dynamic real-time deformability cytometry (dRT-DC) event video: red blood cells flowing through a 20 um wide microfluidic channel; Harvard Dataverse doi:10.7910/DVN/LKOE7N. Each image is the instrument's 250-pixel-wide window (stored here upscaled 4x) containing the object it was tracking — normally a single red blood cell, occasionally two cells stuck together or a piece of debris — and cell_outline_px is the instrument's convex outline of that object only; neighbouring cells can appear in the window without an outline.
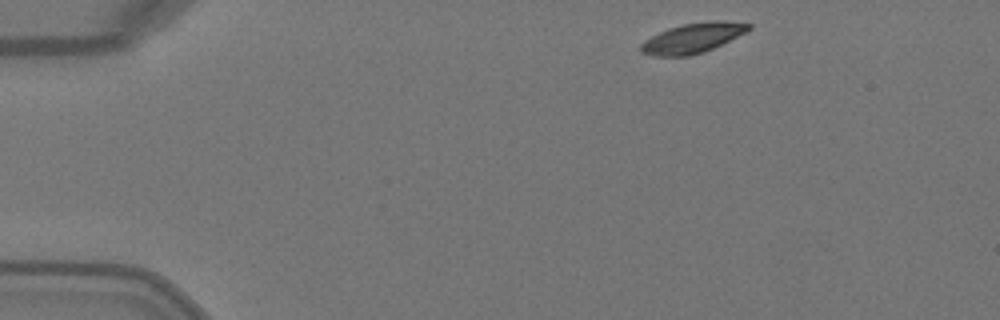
{"species": "Egyptian fruit bat (a non-hibernating species)", "species_latin": "Rousettus aegyptiacus", "temperature_condition": "warm", "stored_images_in_passage": 3, "camera_frame_rate_fps": 3000, "um_per_image_px": 0.085, "animal": {"sex": "female"}, "frame": {"image": 1, "passage_image": 1, "time_ms": 0.0, "image_size_px": [1000, 320], "cell_outline_px": [[752, 28], [704, 52], [688, 56], [656, 56], [640, 52], [640, 44], [644, 40], [668, 28], [684, 24], [712, 20], [724, 20], [752, 24]], "centroid_in_image_um": [58.85, 3.23], "position_along_channel_um": 26.1, "area_um2": 18.55}}